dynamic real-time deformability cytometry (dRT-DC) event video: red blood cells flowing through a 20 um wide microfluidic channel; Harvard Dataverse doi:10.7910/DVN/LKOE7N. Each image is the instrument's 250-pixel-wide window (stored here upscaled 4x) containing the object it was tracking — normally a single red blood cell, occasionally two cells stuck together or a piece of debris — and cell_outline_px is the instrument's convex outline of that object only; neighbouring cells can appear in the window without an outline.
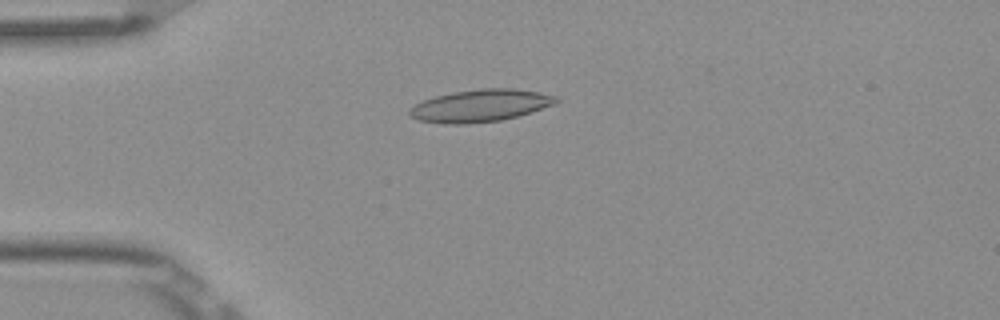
{"species": "Egyptian fruit bat (a non-hibernating species)", "species_latin": "Rousettus aegyptiacus", "temperature_condition": "room temperature", "stored_images_in_passage": 6, "camera_frame_rate_fps": 3000, "um_per_image_px": 0.085, "frame": {"image": 1, "passage_image": 4, "time_ms": 1.0, "image_size_px": [1000, 320], "cell_outline_px": [[560, 100], [552, 104], [532, 112], [500, 120], [464, 124], [448, 124], [420, 120], [412, 116], [408, 112], [416, 104], [424, 100], [436, 96], [452, 92], [480, 88], [512, 88], [540, 92], [560, 96]], "centroid_in_image_um": [40.88, 8.96], "position_along_channel_um": 44.1, "area_um2": 27.34}}
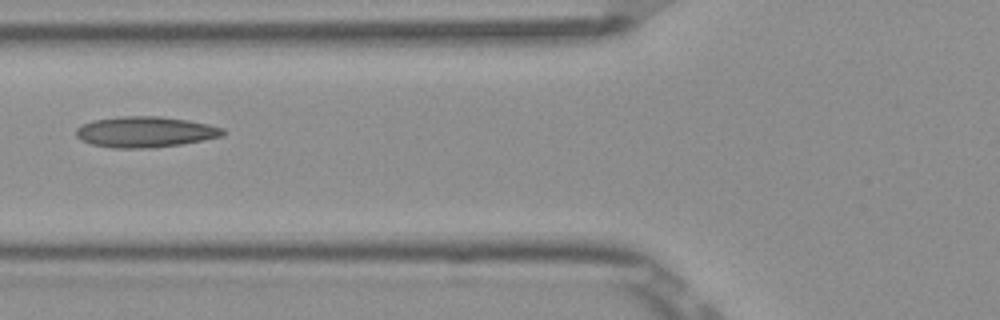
{"frame": {"image": 2, "passage_image": 6, "time_ms": 1.667, "image_size_px": [1000, 320], "cell_outline_px": [[228, 132], [224, 136], [180, 144], [152, 148], [112, 148], [92, 144], [80, 140], [76, 136], [76, 128], [92, 120], [120, 116], [160, 116], [188, 120], [208, 124], [224, 128]], "centroid_in_image_um": [12.36, 11.21], "position_along_channel_um": 113.4, "area_um2": 26.53}}